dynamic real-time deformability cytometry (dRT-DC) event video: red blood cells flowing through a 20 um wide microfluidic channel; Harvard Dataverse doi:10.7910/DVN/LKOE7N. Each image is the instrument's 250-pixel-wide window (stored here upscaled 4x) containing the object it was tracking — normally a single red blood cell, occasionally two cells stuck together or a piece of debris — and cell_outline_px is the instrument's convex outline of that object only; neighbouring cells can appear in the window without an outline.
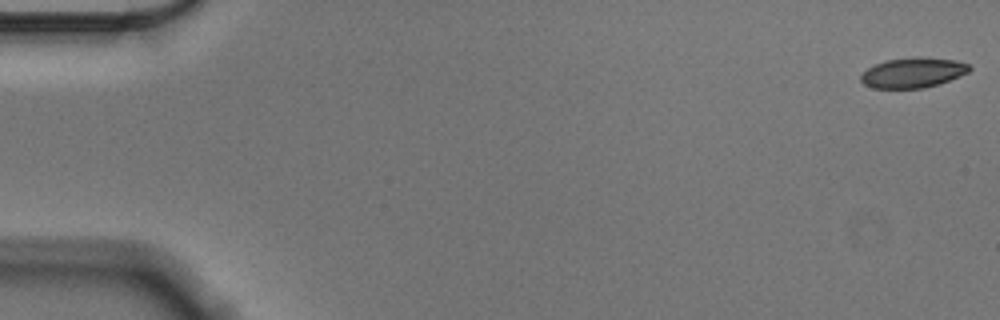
{"species": "Egyptian fruit bat (a non-hibernating species)", "species_latin": "Rousettus aegyptiacus", "temperature_condition": "cold", "stored_images_in_passage": 57, "camera_frame_rate_fps": 3000, "um_per_image_px": 0.085, "animal": {"sex": "male"}, "frame": {"image": 1, "passage_image": 1, "time_ms": 0.0, "image_size_px": [1000, 320], "cell_outline_px": [[972, 68], [968, 72], [960, 76], [940, 84], [924, 88], [872, 88], [864, 84], [860, 80], [860, 76], [868, 68], [876, 64], [888, 60], [916, 56], [920, 56], [956, 60], [968, 64]], "centroid_in_image_um": [77.63, 6.17], "position_along_channel_um": 7.4, "area_um2": 19.13}}
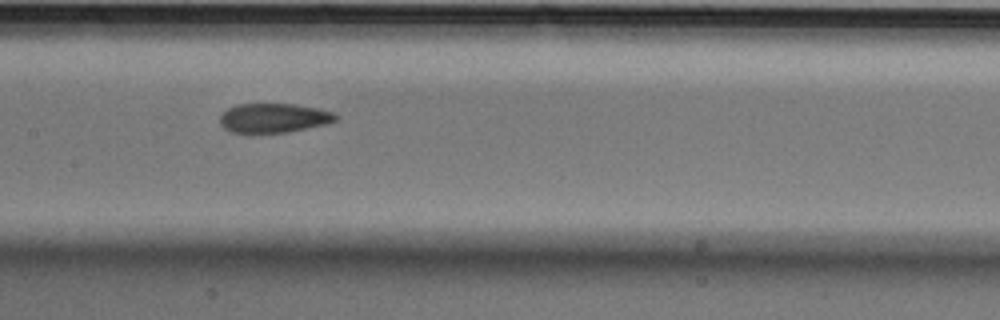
{"frame": {"image": 2, "passage_image": 28, "time_ms": 9.0, "image_size_px": [1000, 320], "cell_outline_px": [[340, 116], [336, 120], [328, 124], [288, 132], [252, 136], [232, 132], [224, 128], [220, 124], [220, 116], [228, 108], [236, 104], [296, 104], [316, 108], [332, 112]], "centroid_in_image_um": [23.24, 10.07], "position_along_channel_um": 184.2, "area_um2": 20.52}}
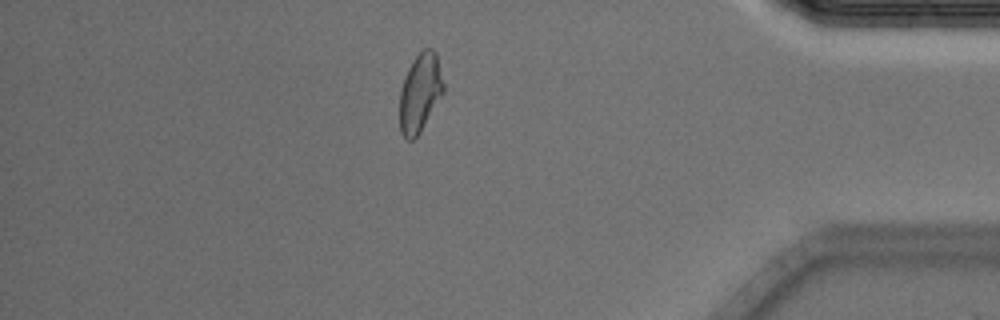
{"frame": {"image": 3, "passage_image": 49, "time_ms": 16.0, "image_size_px": [1000, 320], "cell_outline_px": [[444, 92], [420, 132], [412, 140], [408, 140], [400, 132], [400, 88], [404, 76], [412, 60], [424, 48], [432, 48], [436, 52], [444, 84]], "centroid_in_image_um": [35.7, 7.86], "position_along_channel_um": 399.5, "area_um2": 20.06}, "authors_computed_cell_mechanics": {"area_um2": 20.4034, "velocity_mm_per_s": 3.5564, "shape_relaxation_time_tau1_ms": 5.2227, "shape_relaxation_time_tau2_ms": 2.4214, "deformation_change_tau1": 0.1286, "deformation_change_tau2": 0.0788}}